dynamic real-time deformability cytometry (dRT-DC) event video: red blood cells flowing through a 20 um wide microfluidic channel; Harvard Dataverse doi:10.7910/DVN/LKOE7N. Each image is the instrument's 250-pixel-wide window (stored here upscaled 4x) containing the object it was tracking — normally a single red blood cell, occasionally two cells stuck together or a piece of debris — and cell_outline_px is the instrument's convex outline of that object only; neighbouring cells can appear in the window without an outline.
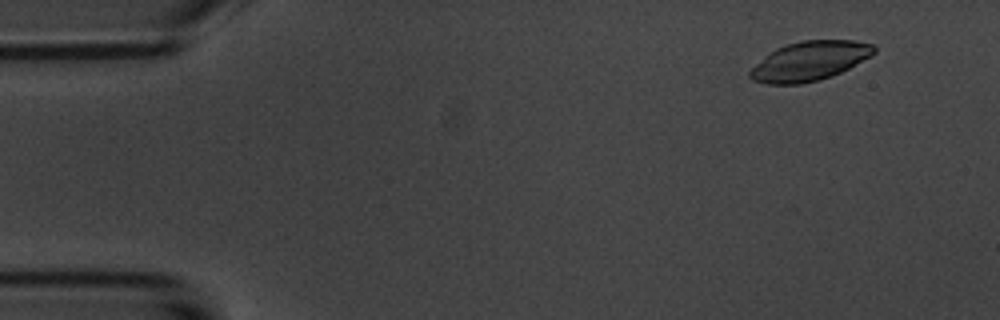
{"species": "common noctule bat (a hibernating species)", "species_latin": "Nyctalus noctula", "temperature_condition": "room temperature", "stored_images_in_passage": 5, "camera_frame_rate_fps": 3000, "um_per_image_px": 0.085, "animal": {"sex": "male", "body_mass_g": 20.1, "forearm_length_mm": 53.5}, "frame": {"image": 1, "passage_image": 2, "time_ms": 1.0, "image_size_px": [1000, 320], "cell_outline_px": [[876, 52], [872, 56], [832, 76], [820, 80], [800, 84], [768, 84], [752, 80], [748, 76], [748, 72], [764, 56], [776, 48], [784, 44], [800, 40], [856, 40], [872, 44], [876, 48]], "centroid_in_image_um": [68.81, 5.18], "position_along_channel_um": 16.2, "area_um2": 28.61}}